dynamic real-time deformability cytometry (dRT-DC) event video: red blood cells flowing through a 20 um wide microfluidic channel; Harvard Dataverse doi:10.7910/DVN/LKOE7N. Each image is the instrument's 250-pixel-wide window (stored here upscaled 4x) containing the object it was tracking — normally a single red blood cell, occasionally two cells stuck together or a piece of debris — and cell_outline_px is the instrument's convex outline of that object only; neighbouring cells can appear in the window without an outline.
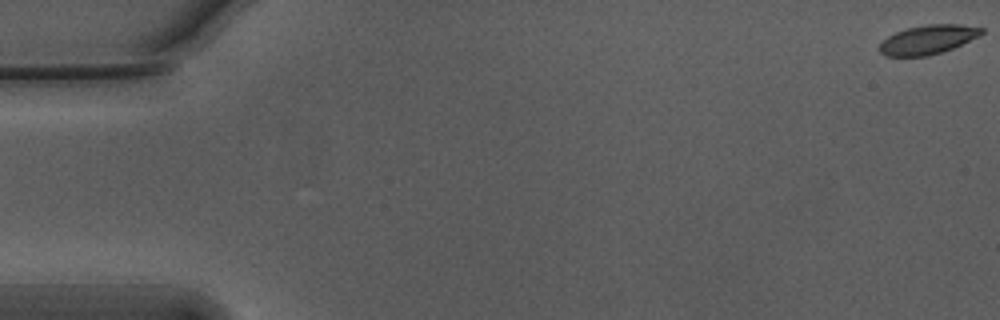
{"species": "Egyptian fruit bat (a non-hibernating species)", "species_latin": "Rousettus aegyptiacus", "temperature_condition": "warm", "stored_images_in_passage": 13, "camera_frame_rate_fps": 3000, "um_per_image_px": 0.085, "animal": {"sex": "male"}, "frame": {"image": 1, "passage_image": 1, "time_ms": 0.0, "image_size_px": [1000, 320], "cell_outline_px": [[984, 32], [980, 36], [952, 48], [928, 56], [884, 56], [880, 52], [880, 44], [888, 36], [896, 32], [908, 28], [928, 24], [960, 24], [984, 28]], "centroid_in_image_um": [78.9, 3.36], "position_along_channel_um": 6.1, "area_um2": 17.17}}